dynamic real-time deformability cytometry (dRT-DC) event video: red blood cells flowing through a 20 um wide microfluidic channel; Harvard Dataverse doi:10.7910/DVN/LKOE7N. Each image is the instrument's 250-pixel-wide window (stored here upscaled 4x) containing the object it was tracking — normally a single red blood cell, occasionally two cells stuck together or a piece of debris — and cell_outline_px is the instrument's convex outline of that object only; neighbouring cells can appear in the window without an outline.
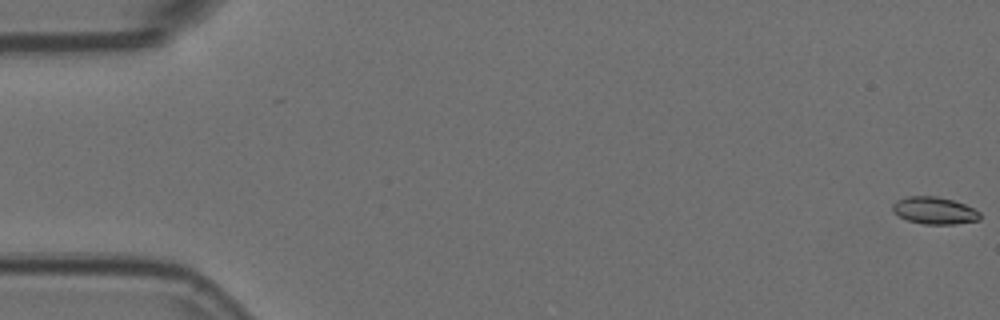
{"species": "Egyptian fruit bat (a non-hibernating species)", "species_latin": "Rousettus aegyptiacus", "temperature_condition": "room temperature", "stored_images_in_passage": 55, "camera_frame_rate_fps": 3000, "um_per_image_px": 0.085, "animal": {"sex": "female"}, "frame": {"image": 1, "passage_image": 1, "time_ms": 0.0, "image_size_px": [1000, 320], "cell_outline_px": [[980, 220], [952, 224], [924, 224], [908, 220], [892, 212], [892, 204], [896, 200], [908, 196], [936, 196], [952, 200], [964, 204], [980, 212]], "centroid_in_image_um": [79.4, 17.89], "position_along_channel_um": 5.6, "area_um2": 13.76}}
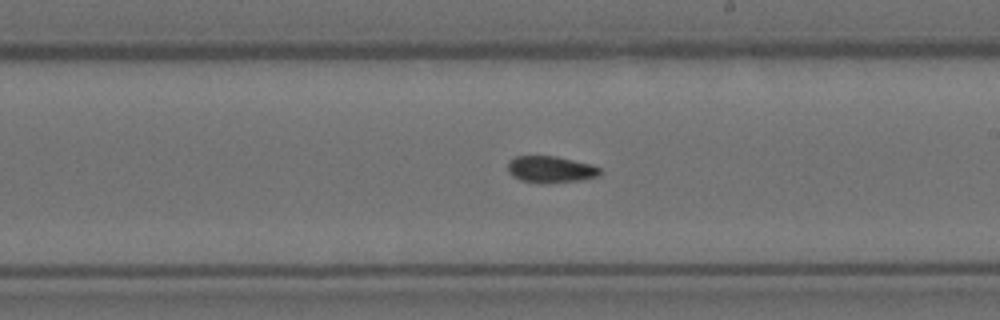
{"frame": {"image": 2, "passage_image": 32, "time_ms": 10.333, "image_size_px": [1000, 320], "cell_outline_px": [[600, 176], [580, 180], [544, 184], [520, 180], [512, 176], [508, 172], [508, 160], [516, 156], [556, 156], [592, 164], [600, 168]], "centroid_in_image_um": [46.79, 14.4], "position_along_channel_um": 242.2, "area_um2": 14.51}}
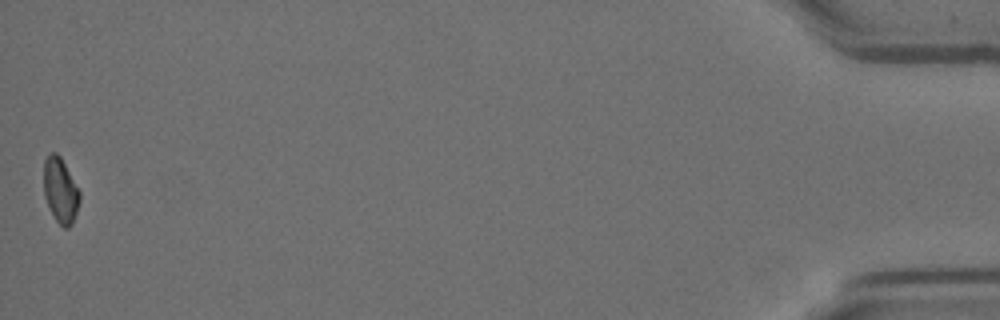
{"frame": {"image": 3, "passage_image": 55, "time_ms": 18.0, "image_size_px": [1000, 320], "cell_outline_px": [[80, 200], [72, 224], [68, 228], [64, 228], [56, 220], [44, 196], [44, 160], [48, 152], [56, 152], [60, 156], [80, 192]], "centroid_in_image_um": [5.13, 16.16], "position_along_channel_um": 430.1, "area_um2": 13.47}, "authors_computed_cell_mechanics": {"area_um2": 14.2188, "velocity_mm_per_s": 3.7427, "shape_relaxation_time_tau1_ms": null, "shape_relaxation_time_tau2_ms": 4.9703, "deformation_change_tau1": null, "deformation_change_tau2": 0.0835}}